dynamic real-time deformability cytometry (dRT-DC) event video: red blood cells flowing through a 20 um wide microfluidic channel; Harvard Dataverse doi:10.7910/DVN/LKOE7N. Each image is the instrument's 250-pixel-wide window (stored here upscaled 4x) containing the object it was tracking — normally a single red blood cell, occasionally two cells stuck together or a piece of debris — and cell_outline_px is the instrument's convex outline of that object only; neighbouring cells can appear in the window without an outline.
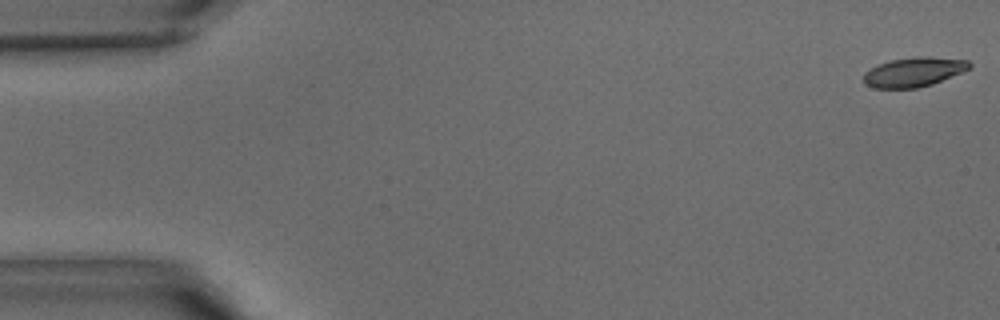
{"species": "common noctule bat (a hibernating species)", "species_latin": "Nyctalus noctula", "temperature_condition": "warm", "stored_images_in_passage": 41, "camera_frame_rate_fps": 3000, "um_per_image_px": 0.085, "animal": {"sex": "male", "body_mass_g": 15.6}, "frame": {"image": 1, "passage_image": 1, "time_ms": 0.0, "image_size_px": [1000, 320], "cell_outline_px": [[972, 68], [932, 84], [916, 88], [876, 88], [864, 84], [864, 72], [876, 64], [892, 60], [916, 56], [928, 56], [968, 60], [972, 64]], "centroid_in_image_um": [77.68, 6.11], "position_along_channel_um": 7.3, "area_um2": 18.26}}
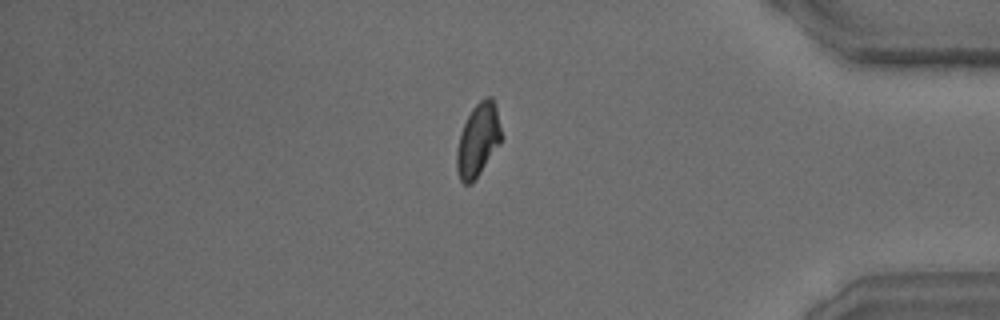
{"frame": {"image": 2, "passage_image": 35, "time_ms": 11.333, "image_size_px": [1000, 320], "cell_outline_px": [[504, 136], [500, 144], [472, 184], [464, 184], [460, 180], [456, 168], [456, 148], [460, 132], [472, 108], [484, 96], [492, 96], [496, 108]], "centroid_in_image_um": [40.64, 11.9], "position_along_channel_um": 394.6, "area_um2": 19.31}}
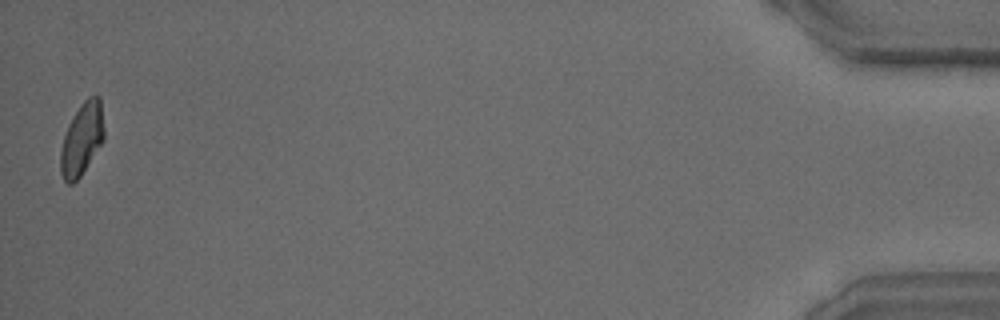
{"frame": {"image": 3, "passage_image": 41, "time_ms": 13.333, "image_size_px": [1000, 320], "cell_outline_px": [[104, 140], [80, 176], [72, 184], [68, 184], [64, 180], [60, 172], [60, 152], [64, 136], [68, 124], [80, 104], [88, 96], [100, 96], [104, 128]], "centroid_in_image_um": [6.96, 11.81], "position_along_channel_um": 428.2, "area_um2": 18.32}}